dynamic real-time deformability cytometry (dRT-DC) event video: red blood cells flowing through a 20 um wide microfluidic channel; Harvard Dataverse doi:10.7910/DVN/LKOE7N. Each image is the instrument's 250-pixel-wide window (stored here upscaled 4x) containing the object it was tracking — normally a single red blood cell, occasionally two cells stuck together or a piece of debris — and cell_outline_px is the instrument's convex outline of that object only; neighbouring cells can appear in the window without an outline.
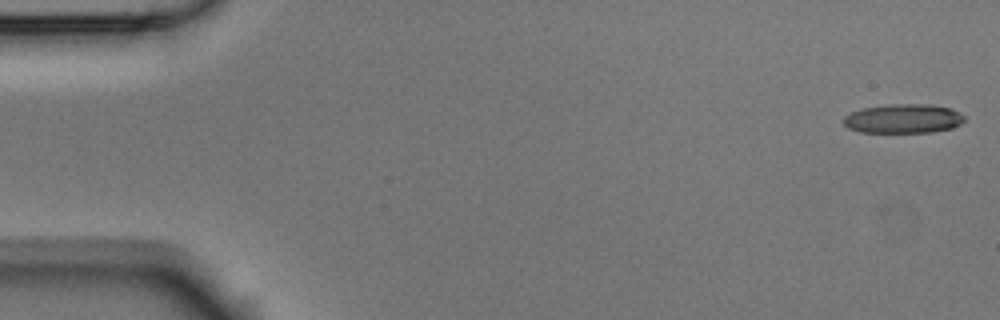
{"species": "Egyptian fruit bat (a non-hibernating species)", "species_latin": "Rousettus aegyptiacus", "temperature_condition": "room temperature", "stored_images_in_passage": 6, "camera_frame_rate_fps": 3000, "um_per_image_px": 0.085, "animal": {"sex": "male"}, "frame": {"image": 1, "passage_image": 1, "time_ms": 0.0, "image_size_px": [1000, 320], "cell_outline_px": [[964, 120], [960, 124], [952, 128], [932, 132], [860, 132], [848, 128], [844, 124], [844, 116], [852, 112], [864, 108], [888, 104], [928, 104], [952, 108], [960, 112], [964, 116]], "centroid_in_image_um": [76.8, 10.08], "position_along_channel_um": 8.2, "area_um2": 20.58}}
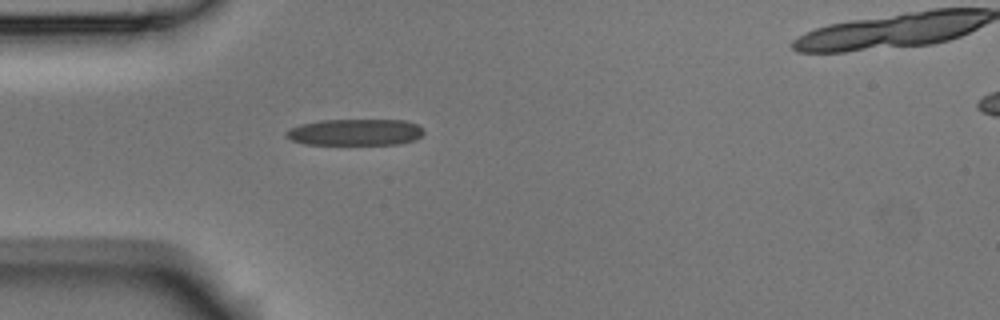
{"frame": {"image": 2, "passage_image": 5, "time_ms": 1.333, "image_size_px": [1000, 320], "cell_outline_px": [[424, 132], [416, 140], [400, 144], [304, 144], [292, 140], [284, 136], [284, 132], [288, 128], [300, 124], [324, 120], [404, 120], [416, 124], [424, 128]], "centroid_in_image_um": [30.18, 11.24], "position_along_channel_um": 54.8, "area_um2": 21.39}}